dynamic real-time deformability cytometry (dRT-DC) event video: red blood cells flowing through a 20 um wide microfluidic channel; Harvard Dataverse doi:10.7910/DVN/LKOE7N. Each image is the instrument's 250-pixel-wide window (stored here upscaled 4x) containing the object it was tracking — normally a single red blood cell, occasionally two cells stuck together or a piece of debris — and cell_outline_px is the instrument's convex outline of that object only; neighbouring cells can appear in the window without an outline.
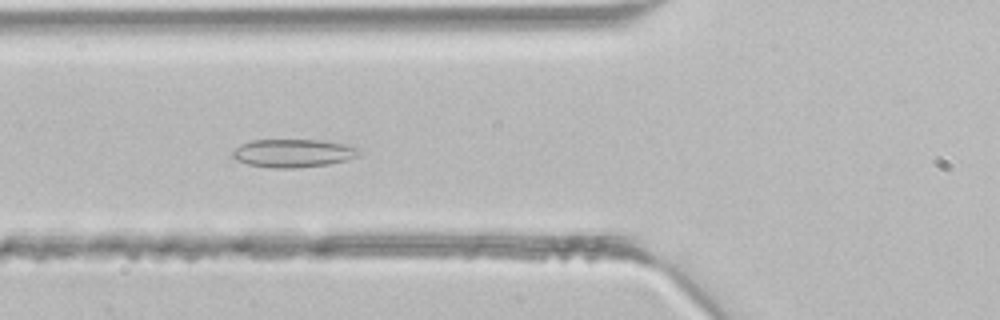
{"species": "common noctule bat (a hibernating species)", "species_latin": "Nyctalus noctula", "temperature_condition": "room temperature", "stored_images_in_passage": 39, "camera_frame_rate_fps": 3000, "um_per_image_px": 0.085, "animal": {"sex": "male", "body_mass_g": 21.5, "forearm_length_mm": 52.0}, "frame": {"image": 1, "passage_image": 12, "time_ms": 3.667, "image_size_px": [1000, 320], "cell_outline_px": [[360, 152], [356, 156], [348, 160], [328, 164], [296, 168], [272, 168], [248, 164], [236, 160], [232, 156], [232, 152], [240, 144], [252, 140], [320, 140], [348, 144], [360, 148]], "centroid_in_image_um": [24.93, 13.01], "position_along_channel_um": 100.9, "area_um2": 20.87}}
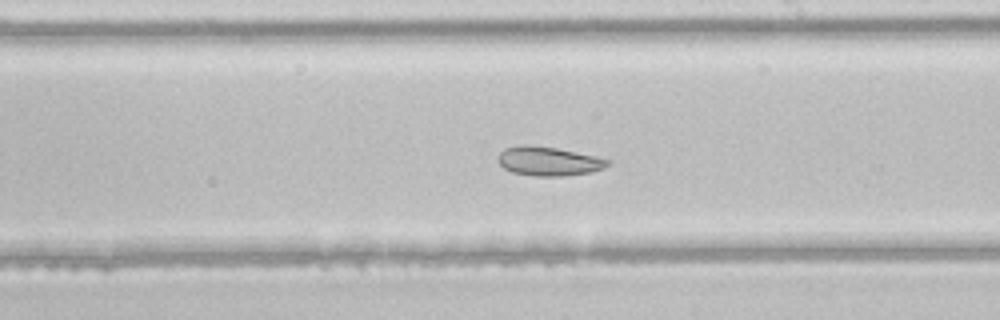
{"frame": {"image": 2, "passage_image": 21, "time_ms": 6.667, "image_size_px": [1000, 320], "cell_outline_px": [[612, 164], [604, 168], [592, 172], [564, 176], [532, 176], [512, 172], [504, 168], [496, 160], [500, 152], [504, 148], [520, 144], [524, 144], [556, 148], [596, 156], [612, 160]], "centroid_in_image_um": [46.64, 13.7], "position_along_channel_um": 242.4, "area_um2": 18.84}}
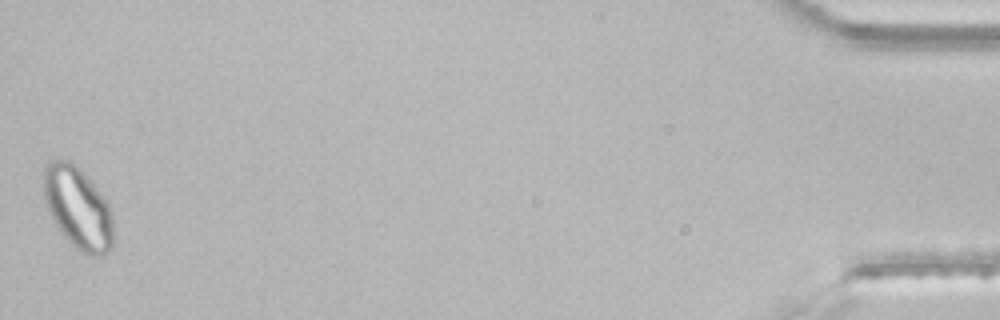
{"frame": {"image": 3, "passage_image": 39, "time_ms": 12.667, "image_size_px": [1000, 320], "cell_outline_px": [[112, 248], [104, 256], [88, 256], [76, 248], [60, 232], [48, 208], [44, 196], [44, 168], [48, 160], [72, 160], [80, 168], [108, 200], [112, 208]], "centroid_in_image_um": [6.66, 17.66], "position_along_channel_um": 428.5, "area_um2": 33.58}}